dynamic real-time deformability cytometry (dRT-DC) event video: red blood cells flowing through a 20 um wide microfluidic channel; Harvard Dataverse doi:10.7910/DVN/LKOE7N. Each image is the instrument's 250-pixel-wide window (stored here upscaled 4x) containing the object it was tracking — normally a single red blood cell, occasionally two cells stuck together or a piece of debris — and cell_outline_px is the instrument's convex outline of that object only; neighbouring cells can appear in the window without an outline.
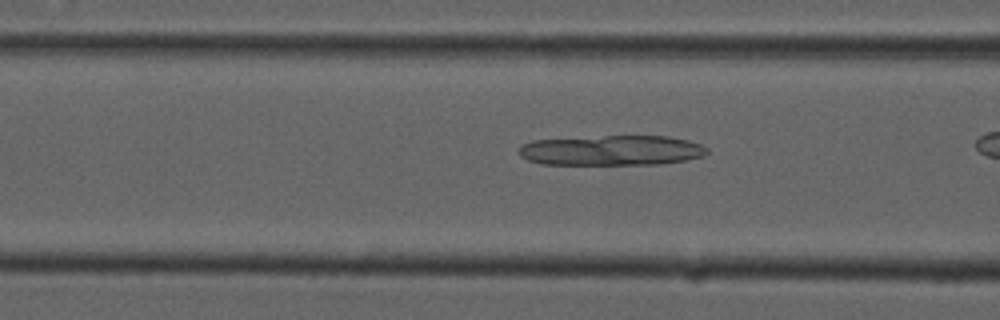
{"species": "common noctule bat (a hibernating species)", "species_latin": "Nyctalus noctula", "temperature_condition": "cold", "stored_images_in_passage": 21, "camera_frame_rate_fps": 3000, "um_per_image_px": 0.085, "animal": {"sex": "male", "forearm_length_mm": 52.5}, "frame": {"image": 1, "passage_image": 7, "time_ms": 2.0, "image_size_px": [1000, 320], "cell_outline_px": [[708, 152], [704, 156], [684, 160], [660, 164], [540, 164], [528, 160], [520, 156], [516, 152], [520, 144], [532, 140], [604, 136], [668, 136], [688, 140], [700, 144], [708, 148]], "centroid_in_image_um": [51.94, 12.78], "position_along_channel_um": 114.7, "area_um2": 33.23}}